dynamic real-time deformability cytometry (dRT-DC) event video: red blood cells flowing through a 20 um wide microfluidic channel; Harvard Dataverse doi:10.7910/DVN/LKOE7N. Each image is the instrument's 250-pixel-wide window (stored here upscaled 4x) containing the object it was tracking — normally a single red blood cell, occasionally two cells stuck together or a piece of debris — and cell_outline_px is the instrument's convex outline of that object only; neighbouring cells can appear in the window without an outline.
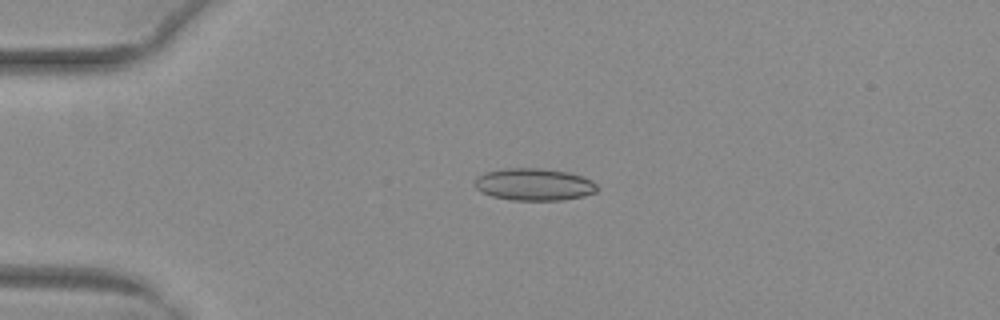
{"species": "common noctule bat (a hibernating species)", "species_latin": "Nyctalus noctula", "temperature_condition": "warm", "stored_images_in_passage": 51, "camera_frame_rate_fps": 3000, "um_per_image_px": 0.085, "animal": {"sex": "female", "body_mass_g": 29.2, "forearm_length_mm": 56.3}, "frame": {"image": 1, "passage_image": 12, "time_ms": 3.667, "image_size_px": [1000, 320], "cell_outline_px": [[600, 188], [596, 192], [584, 196], [560, 200], [512, 200], [492, 196], [476, 188], [476, 176], [484, 172], [508, 168], [540, 168], [568, 172], [584, 176], [592, 180]], "centroid_in_image_um": [45.44, 15.67], "position_along_channel_um": 39.6, "area_um2": 23.0}}
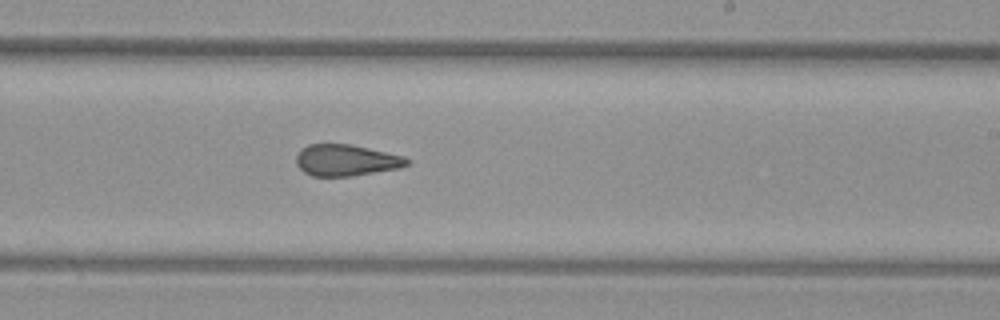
{"frame": {"image": 2, "passage_image": 31, "time_ms": 10.0, "image_size_px": [1000, 320], "cell_outline_px": [[412, 160], [408, 164], [400, 168], [352, 176], [312, 176], [304, 172], [296, 164], [296, 156], [308, 144], [352, 144], [404, 156]], "centroid_in_image_um": [29.45, 13.62], "position_along_channel_um": 259.5, "area_um2": 20.29}}
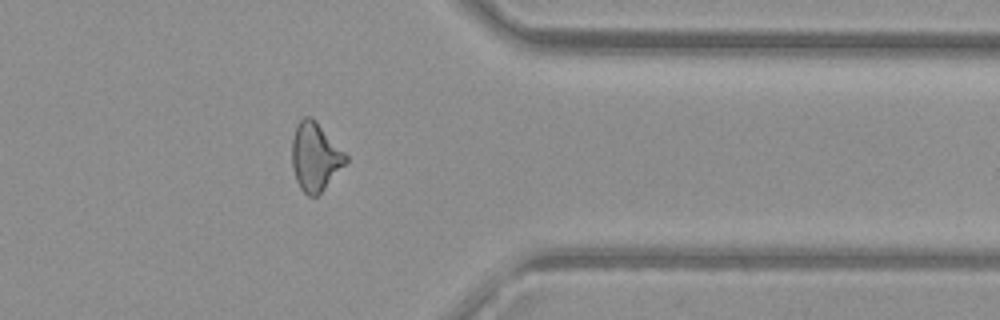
{"frame": {"image": 3, "passage_image": 41, "time_ms": 13.333, "image_size_px": [1000, 320], "cell_outline_px": [[348, 160], [324, 188], [316, 196], [308, 196], [300, 188], [296, 180], [292, 168], [292, 140], [296, 124], [304, 116], [312, 116], [316, 120], [348, 156]], "centroid_in_image_um": [26.77, 13.29], "position_along_channel_um": 384.6, "area_um2": 21.27}, "authors_computed_cell_mechanics": {"area_um2": 21.7906, "velocity_mm_per_s": 4.064, "shape_relaxation_time_tau1_ms": null, "shape_relaxation_time_tau2_ms": 1.986, "deformation_change_tau1": null, "deformation_change_tau2": 0.1039}}